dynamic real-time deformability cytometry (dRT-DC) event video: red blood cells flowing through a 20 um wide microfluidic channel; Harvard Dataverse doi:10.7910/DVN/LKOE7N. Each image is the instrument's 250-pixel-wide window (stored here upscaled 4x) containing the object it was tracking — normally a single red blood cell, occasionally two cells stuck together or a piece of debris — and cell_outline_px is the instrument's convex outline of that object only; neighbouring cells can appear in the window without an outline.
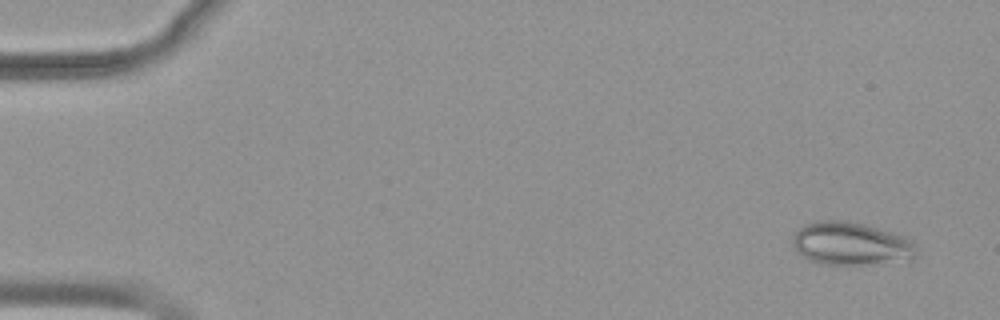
{"species": "common noctule bat (a hibernating species)", "species_latin": "Nyctalus noctula", "temperature_condition": "warm", "stored_images_in_passage": 54, "camera_frame_rate_fps": 3000, "um_per_image_px": 0.085, "animal": {"sex": "female", "body_mass_g": 19.9}, "frame": {"image": 1, "passage_image": 4, "time_ms": 1.0, "image_size_px": [1000, 320], "cell_outline_px": [[916, 248], [912, 256], [864, 264], [820, 264], [808, 260], [792, 244], [792, 236], [804, 224], [816, 220], [840, 220], [864, 224], [892, 232], [912, 240]], "centroid_in_image_um": [72.21, 20.67], "position_along_channel_um": 12.8, "area_um2": 30.11}}
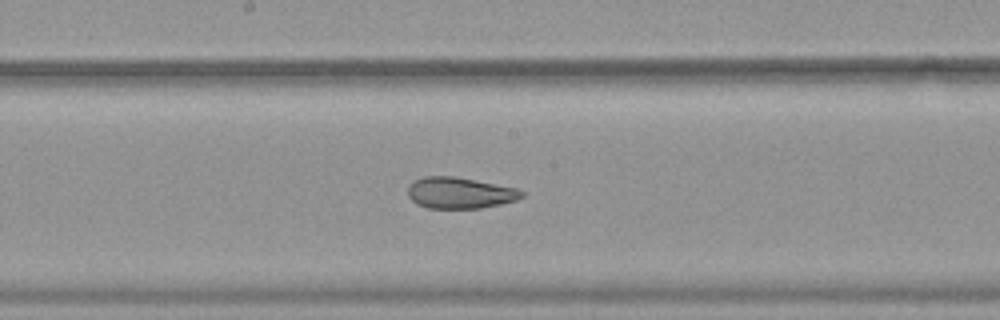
{"frame": {"image": 2, "passage_image": 30, "time_ms": 9.667, "image_size_px": [1000, 320], "cell_outline_px": [[524, 196], [516, 200], [500, 204], [480, 208], [428, 208], [416, 204], [408, 196], [408, 184], [412, 180], [424, 176], [452, 176], [476, 180], [516, 188], [524, 192]], "centroid_in_image_um": [39.04, 16.39], "position_along_channel_um": 209.2, "area_um2": 20.81}}
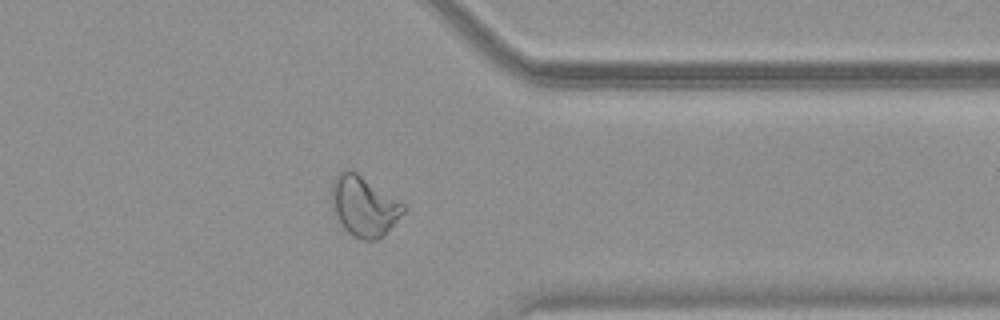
{"frame": {"image": 3, "passage_image": 44, "time_ms": 14.333, "image_size_px": [1000, 320], "cell_outline_px": [[404, 212], [384, 236], [376, 240], [364, 240], [352, 236], [344, 228], [332, 204], [332, 180], [344, 168], [352, 168], [404, 204]], "centroid_in_image_um": [30.94, 17.49], "position_along_channel_um": 380.5, "area_um2": 25.03}, "authors_computed_cell_mechanics": {"area_um2": 26.9637, "velocity_mm_per_s": 3.7956, "shape_relaxation_time_tau1_ms": null, "shape_relaxation_time_tau2_ms": 1.6639, "deformation_change_tau1": null, "deformation_change_tau2": 0.0851}}